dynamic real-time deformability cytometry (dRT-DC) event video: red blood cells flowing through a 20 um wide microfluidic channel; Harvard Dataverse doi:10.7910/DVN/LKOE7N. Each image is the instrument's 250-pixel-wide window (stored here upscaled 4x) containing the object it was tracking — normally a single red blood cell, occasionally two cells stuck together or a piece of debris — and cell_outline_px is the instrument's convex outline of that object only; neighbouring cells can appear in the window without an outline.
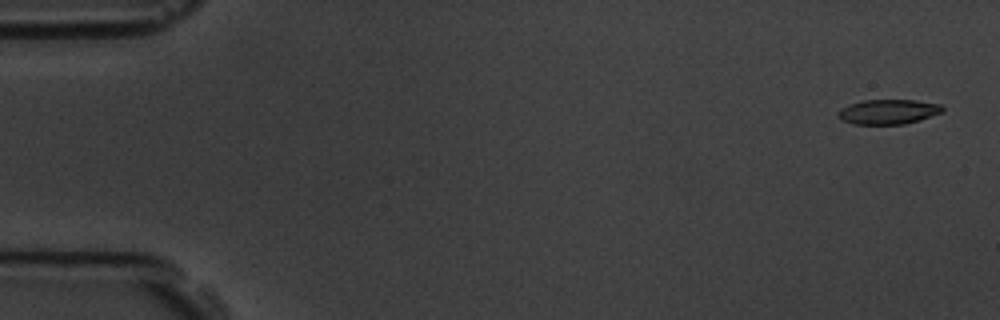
{"species": "common noctule bat (a hibernating species)", "species_latin": "Nyctalus noctula", "temperature_condition": "room temperature", "stored_images_in_passage": 6, "camera_frame_rate_fps": 3000, "um_per_image_px": 0.085, "animal": {"sex": "male", "body_mass_g": 19.5, "forearm_length_mm": 54.6}, "frame": {"image": 1, "passage_image": 1, "time_ms": 0.0, "image_size_px": [1000, 320], "cell_outline_px": [[944, 112], [920, 120], [904, 124], [852, 124], [844, 120], [840, 116], [840, 108], [864, 100], [916, 100], [940, 104], [944, 108]], "centroid_in_image_um": [75.58, 9.5], "position_along_channel_um": 9.4, "area_um2": 14.91}}
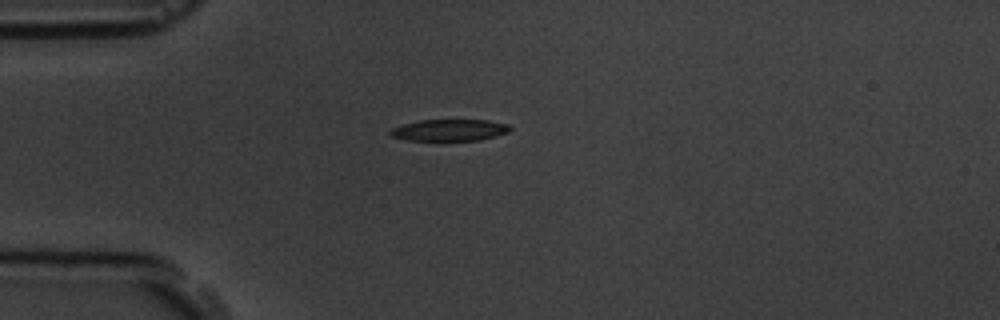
{"frame": {"image": 2, "passage_image": 5, "time_ms": 4.333, "image_size_px": [1000, 320], "cell_outline_px": [[512, 128], [508, 132], [496, 136], [480, 140], [404, 140], [392, 136], [388, 132], [392, 128], [404, 124], [420, 120], [488, 120], [508, 124]], "centroid_in_image_um": [38.22, 11.06], "position_along_channel_um": 46.8, "area_um2": 15.03}}
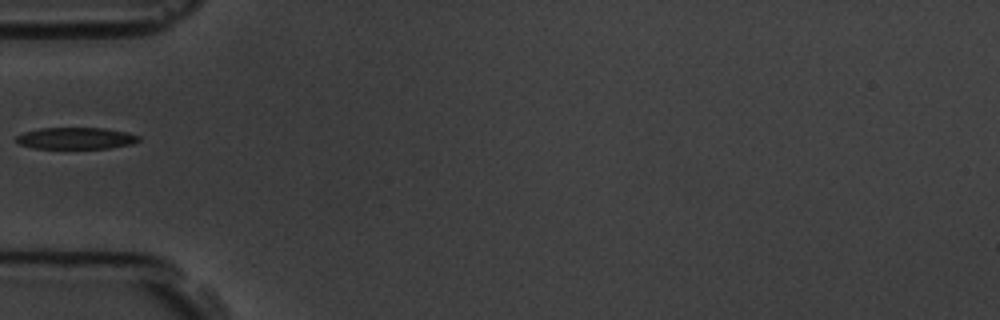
{"frame": {"image": 3, "passage_image": 6, "time_ms": 5.667, "image_size_px": [1000, 320], "cell_outline_px": [[140, 140], [132, 144], [108, 148], [32, 148], [20, 144], [16, 140], [16, 136], [24, 132], [40, 128], [104, 128], [124, 132], [140, 136]], "centroid_in_image_um": [6.44, 11.75], "position_along_channel_um": 78.6, "area_um2": 15.32}}